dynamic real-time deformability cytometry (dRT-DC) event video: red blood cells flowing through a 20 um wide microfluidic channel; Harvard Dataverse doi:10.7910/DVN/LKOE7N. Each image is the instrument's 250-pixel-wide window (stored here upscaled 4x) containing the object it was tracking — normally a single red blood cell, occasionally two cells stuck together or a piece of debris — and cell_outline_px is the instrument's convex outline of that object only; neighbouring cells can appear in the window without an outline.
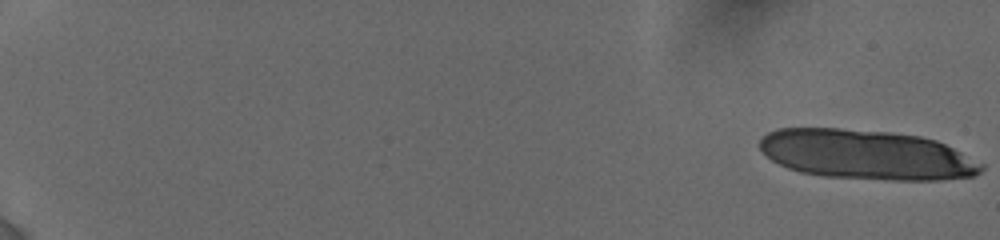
{"species": "human", "species_latin": "Homo sapiens", "temperature_condition": "cold", "stored_images_in_passage": 14, "camera_frame_rate_fps": 3000, "um_per_image_px": 0.085, "donor": {"sex": "female"}, "frame": {"image": 1, "passage_image": 1, "time_ms": 0.0, "image_size_px": [1000, 240], "cell_outline_px": [[984, 168], [976, 176], [940, 180], [884, 180], [820, 176], [800, 172], [788, 168], [772, 160], [760, 148], [760, 140], [768, 132], [780, 128], [840, 128], [888, 132], [920, 136], [936, 140], [984, 164]], "centroid_in_image_um": [73.66, 13.16], "position_along_channel_um": 11.3, "area_um2": 64.22}}